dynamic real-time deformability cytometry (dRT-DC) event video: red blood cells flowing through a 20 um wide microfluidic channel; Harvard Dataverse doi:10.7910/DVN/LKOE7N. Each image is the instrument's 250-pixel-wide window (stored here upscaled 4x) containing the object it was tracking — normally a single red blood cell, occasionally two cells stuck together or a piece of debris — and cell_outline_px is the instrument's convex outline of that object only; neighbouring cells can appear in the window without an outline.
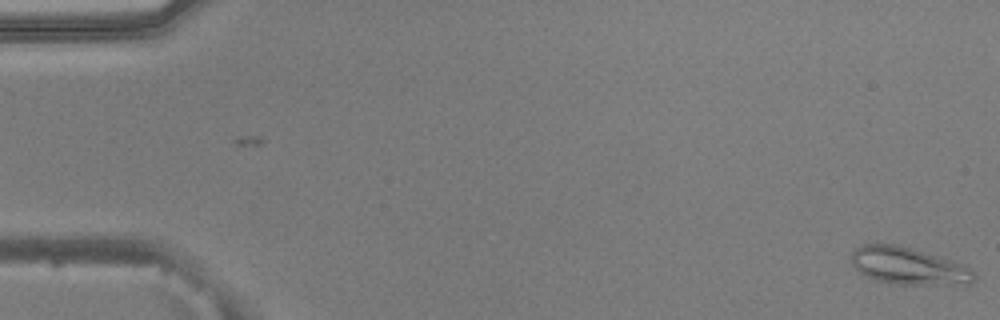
{"species": "common noctule bat (a hibernating species)", "species_latin": "Nyctalus noctula", "temperature_condition": "warm", "stored_images_in_passage": 4, "camera_frame_rate_fps": 3000, "um_per_image_px": 0.085, "animal": {"sex": "male", "body_mass_g": 20.5, "forearm_length_mm": 52.5}, "frame": {"image": 1, "passage_image": 4, "time_ms": 1.0, "image_size_px": [1000, 320], "cell_outline_px": [[976, 280], [972, 284], [900, 284], [876, 280], [864, 276], [852, 264], [852, 252], [856, 248], [864, 244], [896, 244], [944, 256], [968, 268], [976, 276]], "centroid_in_image_um": [77.23, 22.6], "position_along_channel_um": 7.8, "area_um2": 26.59}}